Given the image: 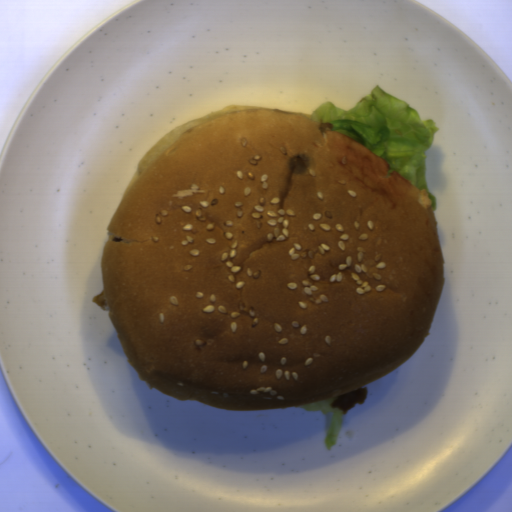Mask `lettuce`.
I'll return each mask as SVG.
<instances>
[{"label": "lettuce", "mask_w": 512, "mask_h": 512, "mask_svg": "<svg viewBox=\"0 0 512 512\" xmlns=\"http://www.w3.org/2000/svg\"><path fill=\"white\" fill-rule=\"evenodd\" d=\"M317 122H331L333 130L370 149L420 190H427L432 210L437 200L427 184V151L440 130L432 119H423L408 102L375 85L351 109L321 103L312 115Z\"/></svg>", "instance_id": "1"}, {"label": "lettuce", "mask_w": 512, "mask_h": 512, "mask_svg": "<svg viewBox=\"0 0 512 512\" xmlns=\"http://www.w3.org/2000/svg\"><path fill=\"white\" fill-rule=\"evenodd\" d=\"M335 399L336 397L331 400L321 401L296 408L315 411L325 415H332L326 428V449L329 450L334 446L342 431L345 417L344 410L340 406H335L333 404Z\"/></svg>", "instance_id": "2"}]
</instances>
